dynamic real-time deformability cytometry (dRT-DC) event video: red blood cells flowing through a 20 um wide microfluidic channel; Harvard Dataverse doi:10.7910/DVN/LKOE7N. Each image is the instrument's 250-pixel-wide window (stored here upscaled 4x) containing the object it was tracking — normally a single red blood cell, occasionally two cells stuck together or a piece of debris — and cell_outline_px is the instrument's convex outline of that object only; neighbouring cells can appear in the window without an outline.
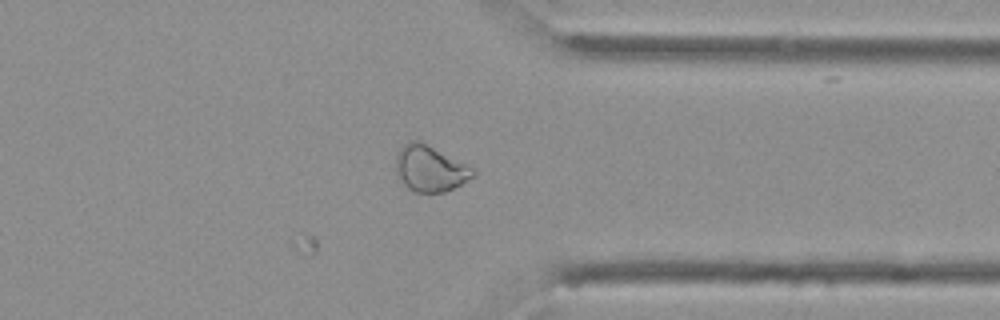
{"species": "Egyptian fruit bat (a non-hibernating species)", "species_latin": "Rousettus aegyptiacus", "temperature_condition": "cold", "stored_images_in_passage": 35, "camera_frame_rate_fps": 3000, "um_per_image_px": 0.085, "animal": {"sex": "female"}, "frame": {"image": 1, "passage_image": 35, "time_ms": 11.333, "image_size_px": [1000, 320], "cell_outline_px": [[476, 172], [472, 176], [460, 184], [444, 192], [416, 192], [408, 188], [404, 184], [396, 172], [396, 152], [404, 144], [412, 140], [420, 140], [472, 168]], "centroid_in_image_um": [36.5, 14.31], "position_along_channel_um": 374.9, "area_um2": 20.23}}